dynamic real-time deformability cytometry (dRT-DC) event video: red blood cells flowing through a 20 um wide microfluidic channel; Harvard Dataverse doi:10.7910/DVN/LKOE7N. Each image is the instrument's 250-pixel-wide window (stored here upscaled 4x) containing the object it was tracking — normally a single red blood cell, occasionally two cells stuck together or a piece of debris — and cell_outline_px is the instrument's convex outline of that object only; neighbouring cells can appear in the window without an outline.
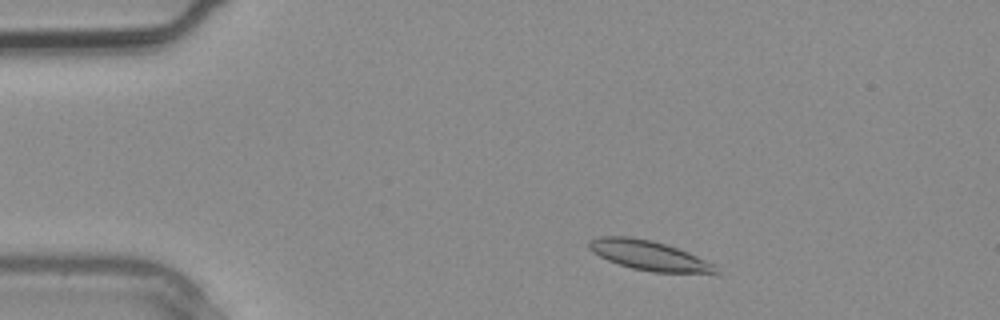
{"species": "common noctule bat (a hibernating species)", "species_latin": "Nyctalus noctula", "temperature_condition": "warm", "stored_images_in_passage": 2, "camera_frame_rate_fps": 3000, "um_per_image_px": 0.085, "animal": {"sex": "male", "body_mass_g": 20.4}, "frame": {"image": 1, "passage_image": 1, "time_ms": 0.0, "image_size_px": [1000, 320], "cell_outline_px": [[720, 276], [652, 272], [632, 268], [608, 260], [592, 252], [588, 248], [588, 240], [600, 236], [628, 236], [652, 240], [688, 252], [716, 264]], "centroid_in_image_um": [55.29, 21.76], "position_along_channel_um": 29.7, "area_um2": 22.6}}